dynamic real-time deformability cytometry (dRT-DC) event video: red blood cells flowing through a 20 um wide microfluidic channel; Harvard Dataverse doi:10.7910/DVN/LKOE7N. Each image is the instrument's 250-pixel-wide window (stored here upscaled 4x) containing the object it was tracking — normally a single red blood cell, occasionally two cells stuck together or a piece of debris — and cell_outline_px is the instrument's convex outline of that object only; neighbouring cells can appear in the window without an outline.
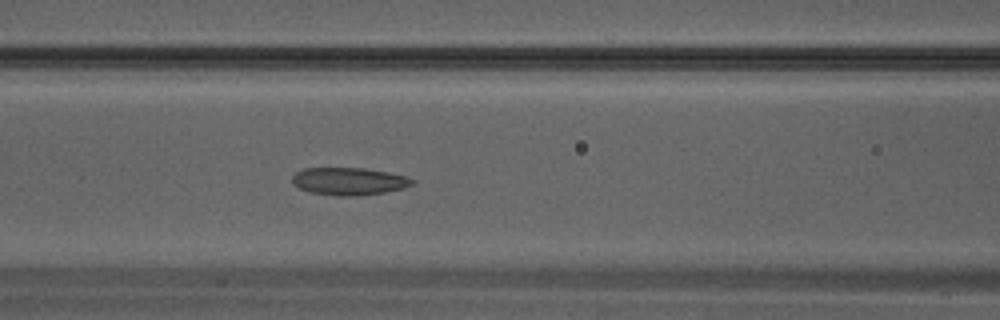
{"species": "Egyptian fruit bat (a non-hibernating species)", "species_latin": "Rousettus aegyptiacus", "temperature_condition": "warm", "stored_images_in_passage": 9, "camera_frame_rate_fps": 3000, "um_per_image_px": 0.085, "animal": {"sex": "male"}, "frame": {"image": 1, "passage_image": 8, "time_ms": 2.333, "image_size_px": [1000, 320], "cell_outline_px": [[416, 180], [412, 184], [404, 188], [384, 192], [360, 196], [340, 196], [312, 192], [300, 188], [292, 184], [292, 176], [296, 172], [304, 168], [364, 168], [388, 172], [404, 176]], "centroid_in_image_um": [29.66, 15.4], "position_along_channel_um": 136.9, "area_um2": 19.19}}